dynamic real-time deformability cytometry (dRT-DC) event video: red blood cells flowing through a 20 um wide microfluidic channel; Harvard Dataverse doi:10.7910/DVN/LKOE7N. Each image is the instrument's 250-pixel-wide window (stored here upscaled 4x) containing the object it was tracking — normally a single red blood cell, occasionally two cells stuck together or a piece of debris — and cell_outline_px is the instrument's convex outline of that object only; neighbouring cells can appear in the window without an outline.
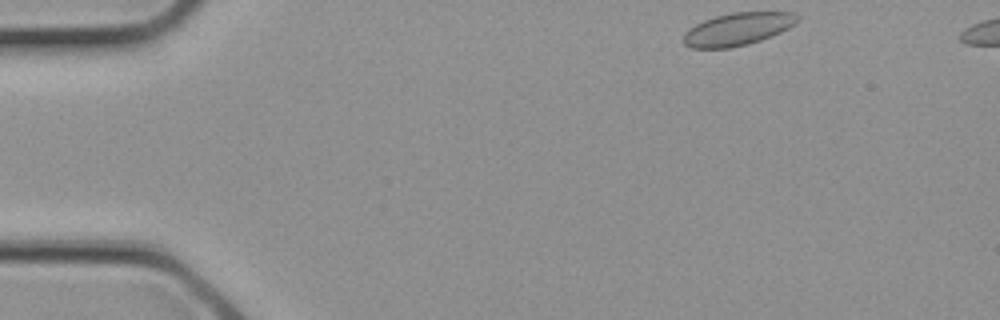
{"species": "common noctule bat (a hibernating species)", "species_latin": "Nyctalus noctula", "temperature_condition": "cold", "stored_images_in_passage": 3, "camera_frame_rate_fps": 3000, "um_per_image_px": 0.085, "animal": {"sex": "female", "body_mass_g": 21.9}, "frame": {"image": 1, "passage_image": 1, "time_ms": 0.0, "image_size_px": [1000, 320], "cell_outline_px": [[800, 20], [788, 28], [780, 32], [760, 40], [748, 44], [732, 48], [692, 48], [684, 44], [684, 32], [688, 28], [704, 20], [716, 16], [732, 12], [792, 12], [800, 16]], "centroid_in_image_um": [62.7, 2.47], "position_along_channel_um": 22.3, "area_um2": 21.68}}